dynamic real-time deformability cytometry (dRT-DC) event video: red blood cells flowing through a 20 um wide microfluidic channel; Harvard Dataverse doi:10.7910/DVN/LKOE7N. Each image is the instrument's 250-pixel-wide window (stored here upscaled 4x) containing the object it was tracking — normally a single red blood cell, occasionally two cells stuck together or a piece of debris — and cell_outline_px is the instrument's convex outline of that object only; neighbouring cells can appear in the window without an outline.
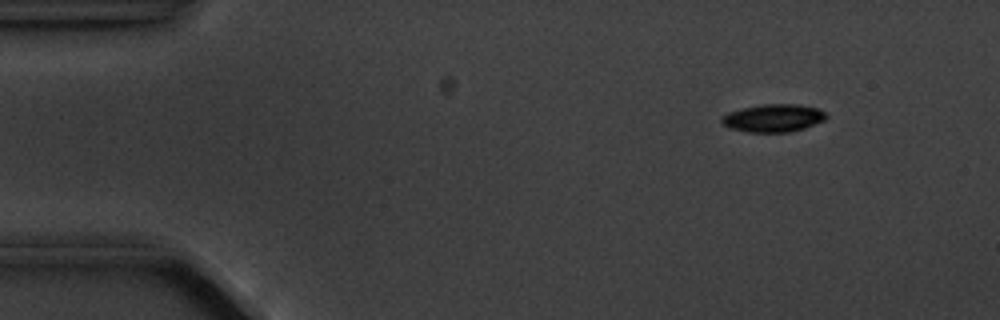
{"species": "common noctule bat (a hibernating species)", "species_latin": "Nyctalus noctula", "temperature_condition": "cold", "stored_images_in_passage": 6, "camera_frame_rate_fps": 3000, "um_per_image_px": 0.085, "animal": {"sex": "male", "body_mass_g": 20.1, "forearm_length_mm": 53.5}, "frame": {"image": 1, "passage_image": 1, "time_ms": 0.0, "image_size_px": [1000, 320], "cell_outline_px": [[828, 116], [824, 120], [804, 128], [788, 132], [748, 132], [732, 128], [724, 124], [720, 120], [720, 116], [728, 112], [744, 108], [764, 104], [796, 104], [820, 108]], "centroid_in_image_um": [65.74, 10.03], "position_along_channel_um": 19.3, "area_um2": 16.82}}
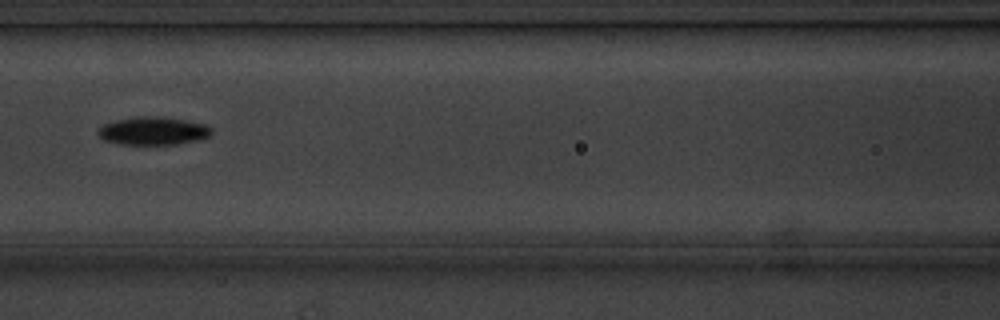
{"frame": {"image": 2, "passage_image": 6, "time_ms": 6.0, "image_size_px": [1000, 320], "cell_outline_px": [[212, 132], [208, 136], [196, 140], [176, 144], [120, 144], [104, 140], [96, 132], [96, 128], [104, 124], [116, 120], [136, 116], [160, 116], [208, 124], [212, 128]], "centroid_in_image_um": [12.99, 11.11], "position_along_channel_um": 153.6, "area_um2": 18.61}}